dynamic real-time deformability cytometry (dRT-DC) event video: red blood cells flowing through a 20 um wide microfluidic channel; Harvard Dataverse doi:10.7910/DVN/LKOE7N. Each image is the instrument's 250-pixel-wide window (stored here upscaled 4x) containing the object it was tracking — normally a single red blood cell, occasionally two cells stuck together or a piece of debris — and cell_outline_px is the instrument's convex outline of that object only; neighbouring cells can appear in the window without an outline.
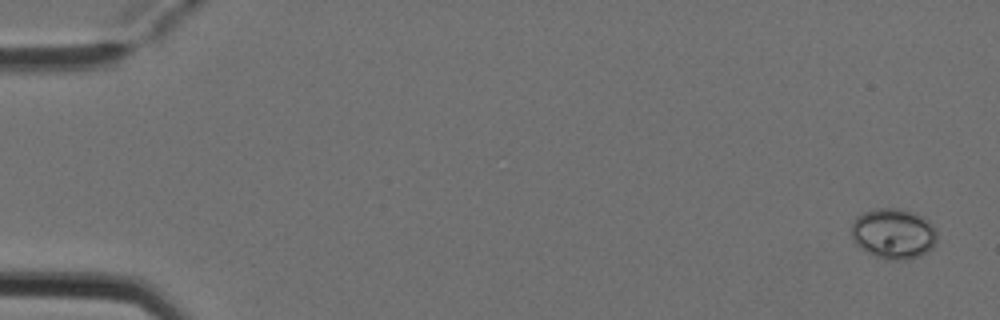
{"species": "Egyptian fruit bat (a non-hibernating species)", "species_latin": "Rousettus aegyptiacus", "temperature_condition": "cold", "stored_images_in_passage": 6, "camera_frame_rate_fps": 3000, "um_per_image_px": 0.085, "animal": {"sex": "female"}, "frame": {"image": 1, "passage_image": 1, "time_ms": 0.0, "image_size_px": [1000, 320], "cell_outline_px": [[936, 240], [932, 248], [916, 256], [904, 260], [888, 260], [872, 256], [860, 248], [856, 244], [852, 236], [852, 224], [856, 216], [864, 212], [876, 208], [896, 208], [912, 212], [924, 216], [936, 228]], "centroid_in_image_um": [75.93, 19.85], "position_along_channel_um": 9.1, "area_um2": 25.26}}